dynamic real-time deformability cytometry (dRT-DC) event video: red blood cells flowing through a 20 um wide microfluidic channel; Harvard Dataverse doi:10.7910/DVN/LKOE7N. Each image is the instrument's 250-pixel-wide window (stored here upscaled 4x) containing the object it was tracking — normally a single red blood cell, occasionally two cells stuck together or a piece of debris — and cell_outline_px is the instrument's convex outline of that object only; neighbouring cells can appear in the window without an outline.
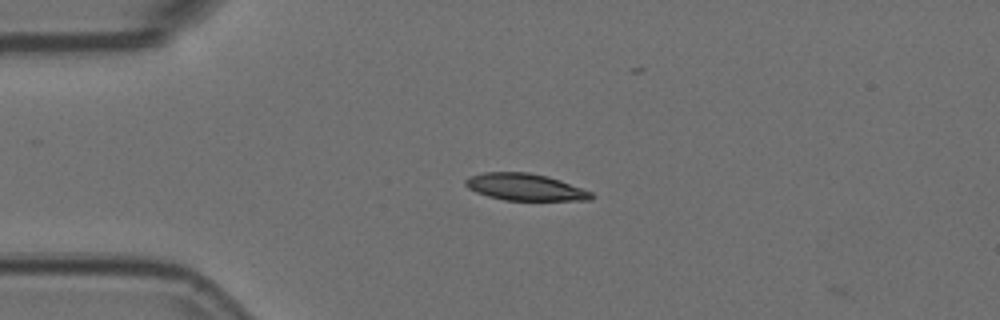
{"species": "Egyptian fruit bat (a non-hibernating species)", "species_latin": "Rousettus aegyptiacus", "temperature_condition": "room temperature", "stored_images_in_passage": 4, "camera_frame_rate_fps": 3000, "um_per_image_px": 0.085, "animal": {"sex": "female"}, "frame": {"image": 1, "passage_image": 2, "time_ms": 0.333, "image_size_px": [1000, 320], "cell_outline_px": [[596, 196], [592, 200], [504, 200], [488, 196], [476, 192], [468, 188], [464, 184], [464, 180], [468, 176], [484, 172], [528, 172], [548, 176], [560, 180], [592, 192]], "centroid_in_image_um": [44.62, 15.9], "position_along_channel_um": 40.4, "area_um2": 19.83}}